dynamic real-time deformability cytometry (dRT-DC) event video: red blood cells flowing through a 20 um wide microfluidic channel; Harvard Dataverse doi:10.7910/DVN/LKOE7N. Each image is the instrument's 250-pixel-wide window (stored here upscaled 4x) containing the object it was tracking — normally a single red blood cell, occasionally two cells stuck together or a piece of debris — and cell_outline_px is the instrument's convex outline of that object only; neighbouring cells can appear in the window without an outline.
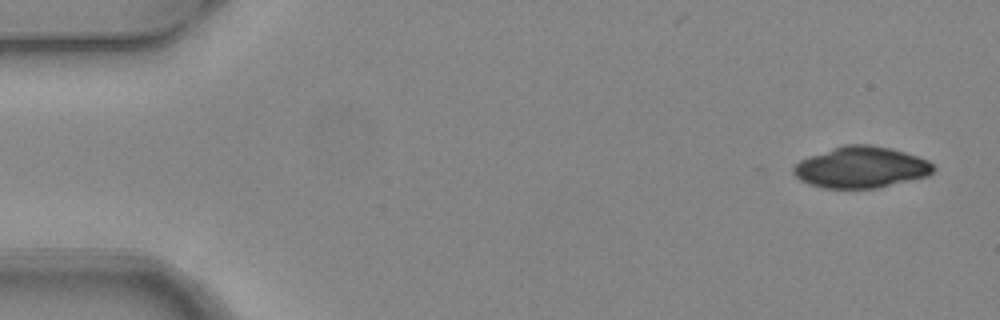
{"species": "common noctule bat (a hibernating species)", "species_latin": "Nyctalus noctula", "temperature_condition": "warm", "stored_images_in_passage": 5, "camera_frame_rate_fps": 3000, "um_per_image_px": 0.085, "animal": {"sex": "female", "body_mass_g": 24.6, "forearm_length_mm": 56.2}, "frame": {"image": 1, "passage_image": 1, "time_ms": 0.0, "image_size_px": [1000, 320], "cell_outline_px": [[936, 168], [928, 176], [876, 188], [824, 188], [800, 180], [792, 172], [792, 168], [800, 160], [808, 156], [844, 144], [868, 144], [892, 148], [928, 160]], "centroid_in_image_um": [73.19, 14.21], "position_along_channel_um": 11.8, "area_um2": 33.58}}